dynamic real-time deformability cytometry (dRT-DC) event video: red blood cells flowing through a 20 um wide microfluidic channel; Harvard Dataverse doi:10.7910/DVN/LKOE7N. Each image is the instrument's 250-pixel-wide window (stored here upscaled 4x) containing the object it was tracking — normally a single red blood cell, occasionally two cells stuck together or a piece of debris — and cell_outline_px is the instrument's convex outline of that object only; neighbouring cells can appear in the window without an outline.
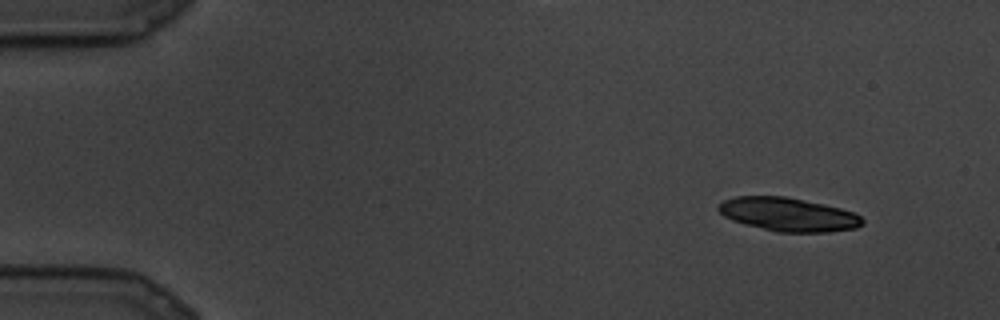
{"species": "common noctule bat (a hibernating species)", "species_latin": "Nyctalus noctula", "temperature_condition": "cold", "stored_images_in_passage": 16, "camera_frame_rate_fps": 3000, "um_per_image_px": 0.085, "animal": {"sex": "male", "body_mass_g": 19.5, "forearm_length_mm": 54.6}, "frame": {"image": 1, "passage_image": 1, "time_ms": 0.0, "image_size_px": [1000, 320], "cell_outline_px": [[864, 224], [856, 228], [828, 232], [776, 232], [744, 224], [732, 220], [724, 216], [716, 208], [724, 200], [736, 196], [784, 196], [824, 204], [840, 208], [852, 212], [860, 216], [864, 220]], "centroid_in_image_um": [67.0, 18.23], "position_along_channel_um": 18.0, "area_um2": 28.15}}
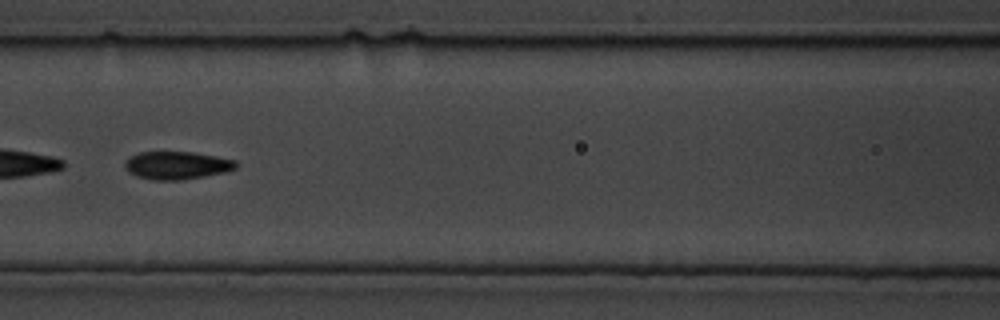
{"frame": {"image": 2, "passage_image": 10, "time_ms": 3.0, "image_size_px": [1000, 320], "cell_outline_px": [[236, 168], [228, 172], [180, 180], [152, 180], [136, 176], [128, 172], [124, 168], [124, 164], [128, 156], [140, 152], [192, 152], [216, 156], [236, 160]], "centroid_in_image_um": [15.01, 14.05], "position_along_channel_um": 151.6, "area_um2": 18.21}}
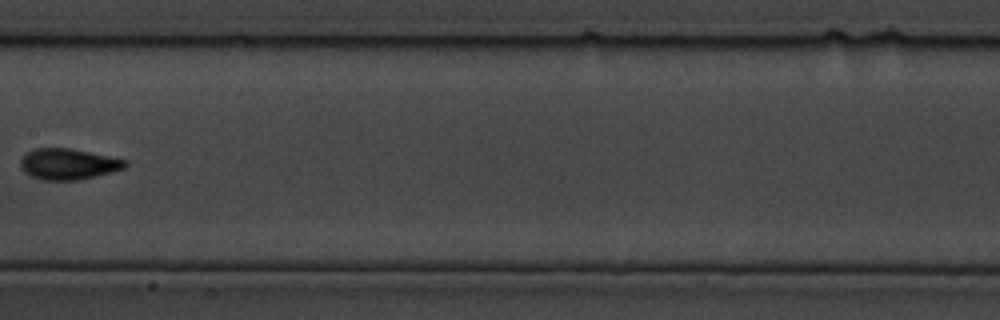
{"frame": {"image": 3, "passage_image": 12, "time_ms": 3.667, "image_size_px": [1000, 320], "cell_outline_px": [[128, 164], [124, 168], [112, 172], [96, 176], [76, 180], [40, 180], [24, 172], [20, 164], [20, 160], [28, 152], [36, 148], [68, 148], [128, 160]], "centroid_in_image_um": [5.81, 13.95], "position_along_channel_um": 201.6, "area_um2": 18.73}}